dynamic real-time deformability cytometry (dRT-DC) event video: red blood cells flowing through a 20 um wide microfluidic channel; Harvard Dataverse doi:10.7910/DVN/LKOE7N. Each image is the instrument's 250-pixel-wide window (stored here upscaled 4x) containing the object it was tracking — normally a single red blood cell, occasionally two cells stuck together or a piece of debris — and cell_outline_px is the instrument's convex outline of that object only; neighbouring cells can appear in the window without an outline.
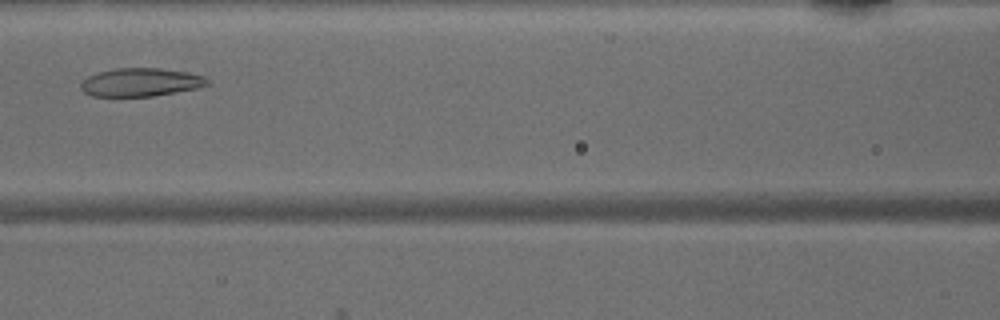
{"species": "common noctule bat (a hibernating species)", "species_latin": "Nyctalus noctula", "temperature_condition": "warm", "stored_images_in_passage": 30, "camera_frame_rate_fps": 3000, "um_per_image_px": 0.085, "animal": {"sex": "male", "body_mass_g": 15.6}, "frame": {"image": 1, "passage_image": 8, "time_ms": 2.333, "image_size_px": [1000, 320], "cell_outline_px": [[212, 84], [196, 88], [152, 96], [92, 96], [84, 92], [80, 88], [80, 84], [88, 76], [100, 72], [116, 68], [160, 68], [188, 72], [204, 76]], "centroid_in_image_um": [11.97, 6.99], "position_along_channel_um": 154.6, "area_um2": 20.75}}
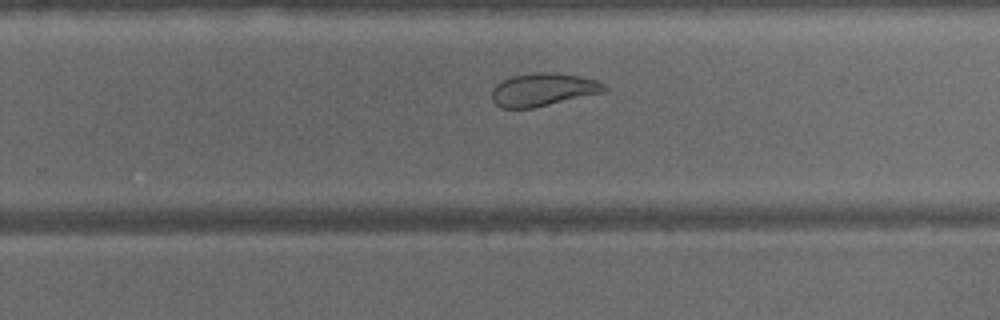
{"frame": {"image": 2, "passage_image": 17, "time_ms": 5.333, "image_size_px": [1000, 320], "cell_outline_px": [[608, 88], [604, 92], [532, 108], [500, 108], [492, 100], [492, 88], [496, 84], [512, 76], [540, 72], [556, 72], [580, 76], [596, 80], [604, 84]], "centroid_in_image_um": [46.16, 7.61], "position_along_channel_um": 283.6, "area_um2": 21.5}}
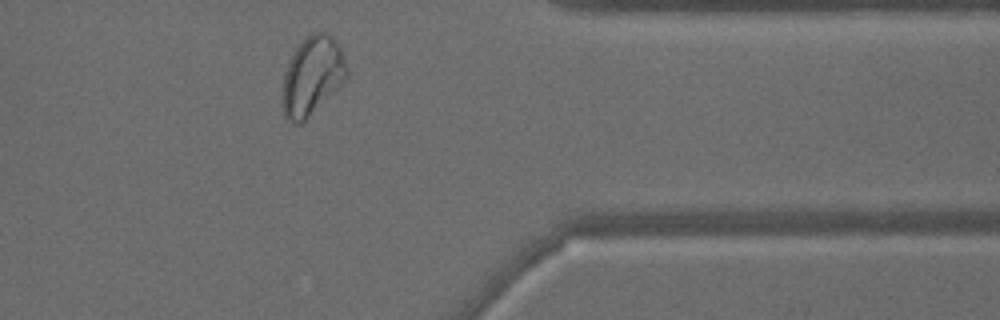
{"frame": {"image": 3, "passage_image": 25, "time_ms": 8.0, "image_size_px": [1000, 320], "cell_outline_px": [[348, 76], [300, 124], [296, 124], [284, 116], [284, 72], [288, 60], [296, 48], [312, 32], [320, 28], [332, 36], [340, 44], [348, 72]], "centroid_in_image_um": [26.56, 6.35], "position_along_channel_um": 384.8, "area_um2": 28.84}}